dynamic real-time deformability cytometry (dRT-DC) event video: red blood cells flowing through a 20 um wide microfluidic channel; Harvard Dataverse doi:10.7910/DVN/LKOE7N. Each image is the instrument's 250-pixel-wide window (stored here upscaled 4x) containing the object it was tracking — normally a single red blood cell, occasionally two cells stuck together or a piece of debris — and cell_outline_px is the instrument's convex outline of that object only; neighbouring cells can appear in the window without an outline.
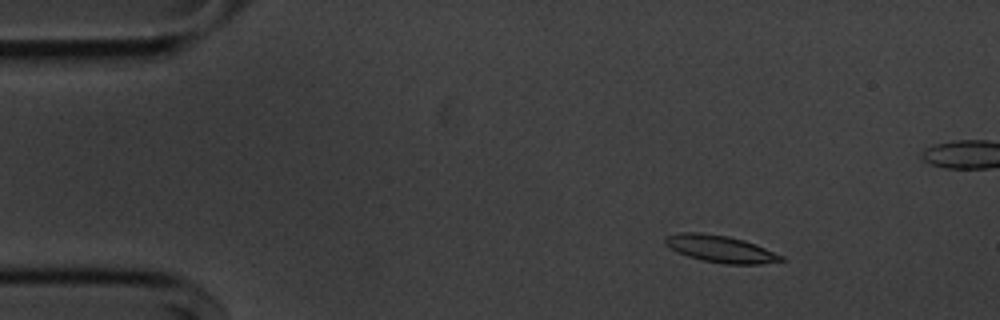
{"species": "common noctule bat (a hibernating species)", "species_latin": "Nyctalus noctula", "temperature_condition": "cold", "stored_images_in_passage": 56, "segment_of_instrument_passage": [1, 2], "camera_frame_rate_fps": 3000, "um_per_image_px": 0.085, "animal": {"sex": "male", "body_mass_g": 20.1, "forearm_length_mm": 53.5}, "frame": {"image": 1, "passage_image": 8, "time_ms": 2.333, "image_size_px": [1000, 320], "cell_outline_px": [[784, 260], [760, 264], [724, 264], [704, 260], [688, 256], [664, 244], [664, 236], [680, 232], [700, 232], [728, 236], [744, 240], [784, 256]], "centroid_in_image_um": [61.22, 21.14], "position_along_channel_um": 23.8, "area_um2": 18.03}}
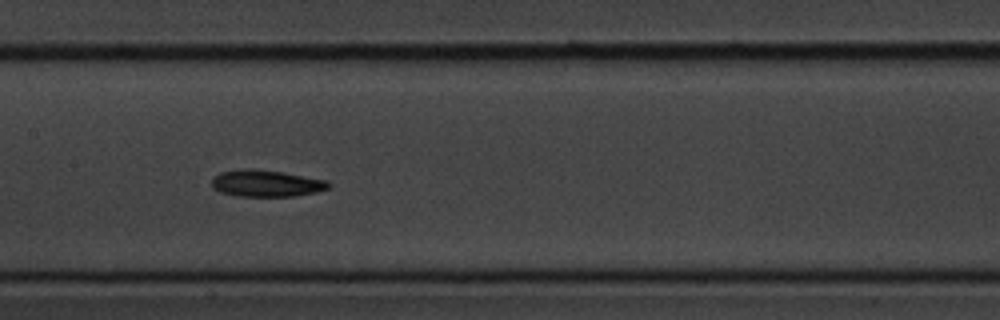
{"frame": {"image": 2, "passage_image": 27, "time_ms": 8.667, "image_size_px": [1000, 320], "cell_outline_px": [[332, 184], [328, 188], [316, 192], [296, 196], [236, 196], [220, 192], [212, 188], [212, 180], [220, 172], [244, 168], [252, 168], [284, 172], [328, 180]], "centroid_in_image_um": [22.65, 15.58], "position_along_channel_um": 184.8, "area_um2": 18.38}}
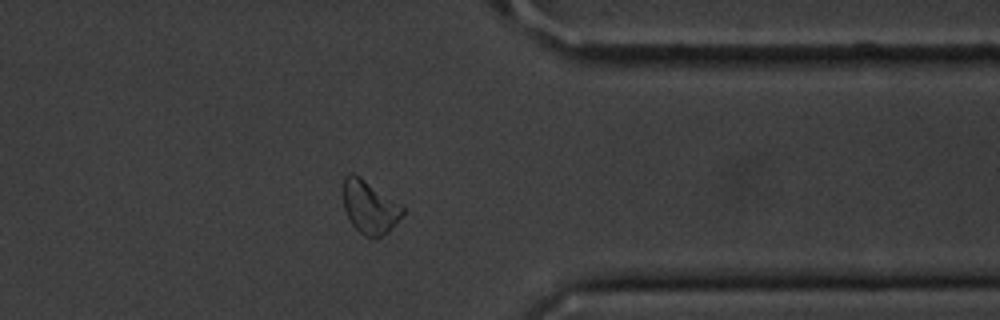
{"frame": {"image": 3, "passage_image": 44, "time_ms": 14.333, "image_size_px": [1000, 320], "cell_outline_px": [[404, 212], [388, 232], [380, 236], [364, 236], [352, 224], [344, 208], [344, 176], [352, 172], [360, 176], [404, 208]], "centroid_in_image_um": [31.39, 17.59], "position_along_channel_um": 380.0, "area_um2": 17.74}}